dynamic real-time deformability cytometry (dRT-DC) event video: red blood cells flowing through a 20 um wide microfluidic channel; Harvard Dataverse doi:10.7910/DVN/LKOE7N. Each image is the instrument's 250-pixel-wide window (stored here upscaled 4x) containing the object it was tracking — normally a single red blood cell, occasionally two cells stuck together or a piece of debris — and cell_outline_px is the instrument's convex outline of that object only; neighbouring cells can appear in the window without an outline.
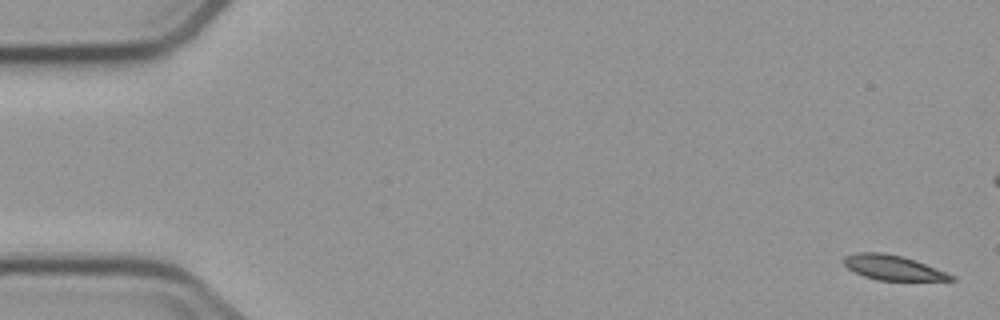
{"species": "common noctule bat (a hibernating species)", "species_latin": "Nyctalus noctula", "temperature_condition": "cold", "stored_images_in_passage": 7, "camera_frame_rate_fps": 3000, "um_per_image_px": 0.085, "animal": {"sex": "male", "body_mass_g": 23.1, "forearm_length_mm": 52.7}, "frame": {"image": 1, "passage_image": 1, "time_ms": 0.0, "image_size_px": [1000, 320], "cell_outline_px": [[956, 280], [876, 280], [864, 276], [848, 268], [844, 264], [844, 256], [856, 252], [884, 252], [916, 260], [956, 276]], "centroid_in_image_um": [75.9, 22.74], "position_along_channel_um": 9.1, "area_um2": 15.43}}
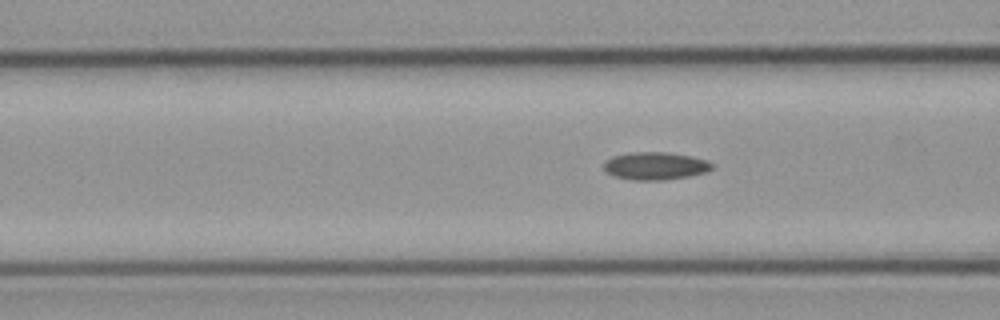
{"frame": {"image": 2, "passage_image": 7, "time_ms": 8.667, "image_size_px": [1000, 320], "cell_outline_px": [[712, 168], [704, 172], [688, 176], [664, 180], [632, 180], [612, 176], [604, 168], [604, 164], [612, 156], [636, 152], [664, 152], [688, 156], [704, 160], [712, 164]], "centroid_in_image_um": [55.65, 14.11], "position_along_channel_um": 110.9, "area_um2": 17.05}}